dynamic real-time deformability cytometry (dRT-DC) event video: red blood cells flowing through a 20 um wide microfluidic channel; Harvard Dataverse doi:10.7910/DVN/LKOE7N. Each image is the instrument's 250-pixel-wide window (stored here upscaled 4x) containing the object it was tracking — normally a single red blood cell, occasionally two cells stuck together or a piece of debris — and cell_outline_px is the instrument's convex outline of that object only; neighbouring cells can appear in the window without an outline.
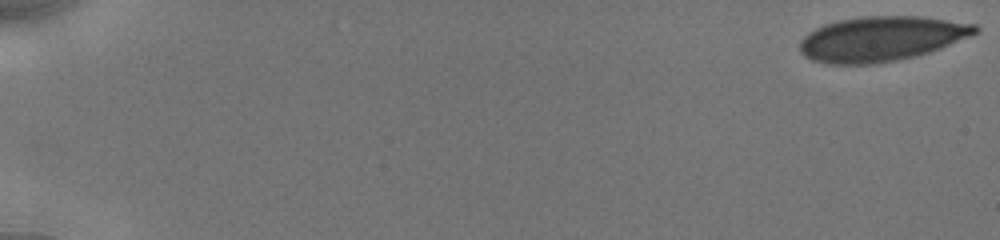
{"species": "human", "species_latin": "Homo sapiens", "temperature_condition": "cold", "stored_images_in_passage": 19, "camera_frame_rate_fps": 3000, "um_per_image_px": 0.085, "donor": {"sex": "male"}, "frame": {"image": 1, "passage_image": 1, "time_ms": 0.0, "image_size_px": [1000, 240], "cell_outline_px": [[980, 32], [940, 48], [928, 52], [896, 60], [872, 64], [828, 64], [812, 60], [804, 56], [800, 52], [800, 40], [808, 32], [824, 24], [840, 20], [864, 16], [920, 16], [976, 24], [980, 28]], "centroid_in_image_um": [74.9, 3.29], "position_along_channel_um": 10.1, "area_um2": 45.72}}
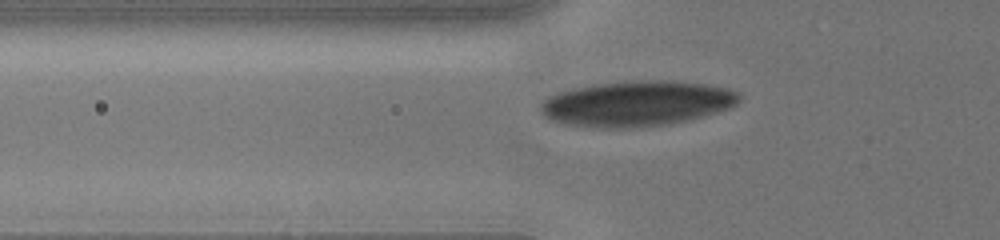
{"frame": {"image": 2, "passage_image": 17, "time_ms": 6.333, "image_size_px": [1000, 240], "cell_outline_px": [[740, 100], [736, 104], [728, 108], [716, 112], [668, 124], [632, 128], [596, 128], [560, 124], [548, 120], [540, 112], [540, 104], [544, 100], [560, 92], [572, 88], [596, 84], [640, 80], [672, 80], [704, 84], [728, 88], [736, 92], [740, 96]], "centroid_in_image_um": [54.07, 8.81], "position_along_channel_um": 71.7, "area_um2": 52.54}}